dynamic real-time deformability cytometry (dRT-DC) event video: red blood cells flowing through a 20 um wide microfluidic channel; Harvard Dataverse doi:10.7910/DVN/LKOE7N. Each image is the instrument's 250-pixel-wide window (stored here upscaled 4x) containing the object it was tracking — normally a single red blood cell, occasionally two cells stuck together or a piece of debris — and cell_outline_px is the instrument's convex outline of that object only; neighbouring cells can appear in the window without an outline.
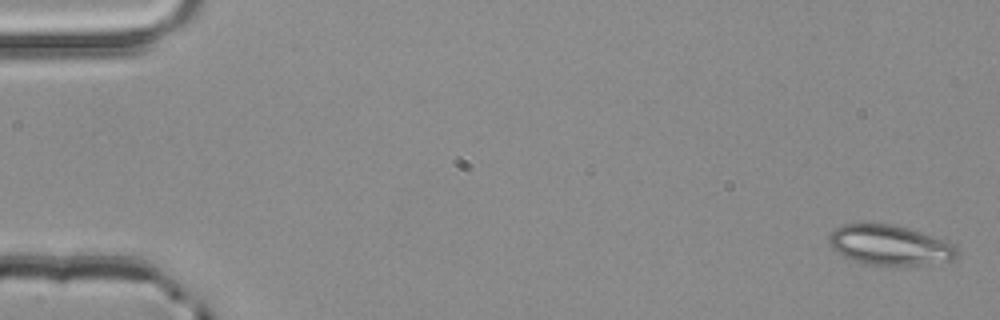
{"species": "common noctule bat (a hibernating species)", "species_latin": "Nyctalus noctula", "temperature_condition": "room temperature", "stored_images_in_passage": 4, "camera_frame_rate_fps": 3000, "um_per_image_px": 0.085, "animal": {"sex": "male", "body_mass_g": 20.4}, "frame": {"image": 1, "passage_image": 1, "time_ms": 0.0, "image_size_px": [1000, 320], "cell_outline_px": [[956, 256], [952, 260], [908, 268], [900, 268], [868, 264], [844, 256], [836, 252], [828, 244], [828, 236], [836, 228], [844, 224], [888, 224], [908, 228], [956, 244]], "centroid_in_image_um": [75.65, 20.88], "position_along_channel_um": 9.4, "area_um2": 30.29}}